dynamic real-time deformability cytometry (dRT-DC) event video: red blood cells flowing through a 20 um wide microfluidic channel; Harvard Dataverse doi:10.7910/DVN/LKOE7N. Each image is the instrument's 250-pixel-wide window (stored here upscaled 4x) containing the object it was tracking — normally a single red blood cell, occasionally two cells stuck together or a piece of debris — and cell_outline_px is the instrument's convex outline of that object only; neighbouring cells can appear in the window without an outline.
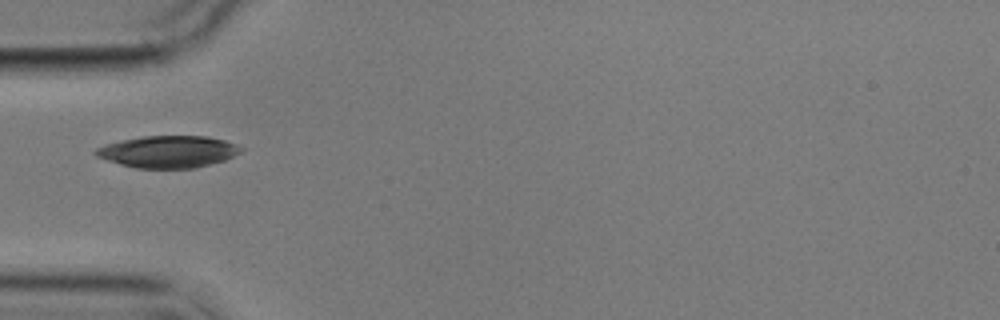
{"species": "common noctule bat (a hibernating species)", "species_latin": "Nyctalus noctula", "temperature_condition": "cold", "stored_images_in_passage": 10, "camera_frame_rate_fps": 3000, "um_per_image_px": 0.085, "animal": {"sex": "male", "body_mass_g": 17.9}, "frame": {"image": 1, "passage_image": 5, "time_ms": 5.667, "image_size_px": [1000, 320], "cell_outline_px": [[244, 148], [240, 152], [224, 160], [196, 168], [136, 168], [120, 164], [96, 156], [92, 152], [96, 148], [104, 144], [120, 140], [144, 136], [208, 136], [224, 140], [236, 144]], "centroid_in_image_um": [14.27, 12.89], "position_along_channel_um": 70.7, "area_um2": 27.05}}
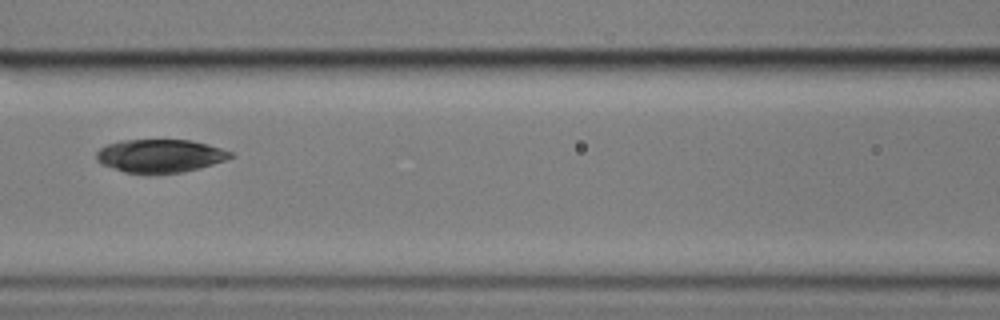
{"frame": {"image": 2, "passage_image": 7, "time_ms": 8.0, "image_size_px": [1000, 320], "cell_outline_px": [[236, 156], [200, 168], [180, 172], [148, 176], [124, 172], [100, 164], [96, 160], [96, 152], [100, 148], [108, 144], [120, 140], [192, 140], [208, 144], [232, 152]], "centroid_in_image_um": [13.57, 13.27], "position_along_channel_um": 153.0, "area_um2": 26.47}}
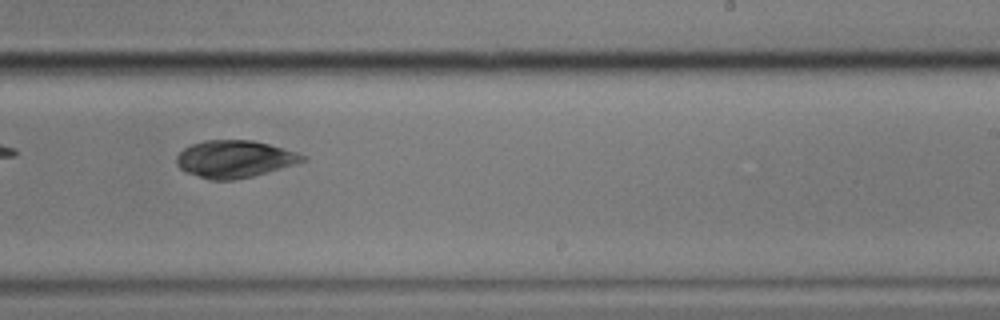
{"frame": {"image": 3, "passage_image": 10, "time_ms": 11.333, "image_size_px": [1000, 320], "cell_outline_px": [[308, 160], [268, 172], [252, 176], [232, 180], [212, 180], [184, 172], [176, 164], [176, 156], [184, 148], [192, 144], [204, 140], [252, 140], [284, 148], [308, 156]], "centroid_in_image_um": [19.94, 13.51], "position_along_channel_um": 269.1, "area_um2": 27.4}}